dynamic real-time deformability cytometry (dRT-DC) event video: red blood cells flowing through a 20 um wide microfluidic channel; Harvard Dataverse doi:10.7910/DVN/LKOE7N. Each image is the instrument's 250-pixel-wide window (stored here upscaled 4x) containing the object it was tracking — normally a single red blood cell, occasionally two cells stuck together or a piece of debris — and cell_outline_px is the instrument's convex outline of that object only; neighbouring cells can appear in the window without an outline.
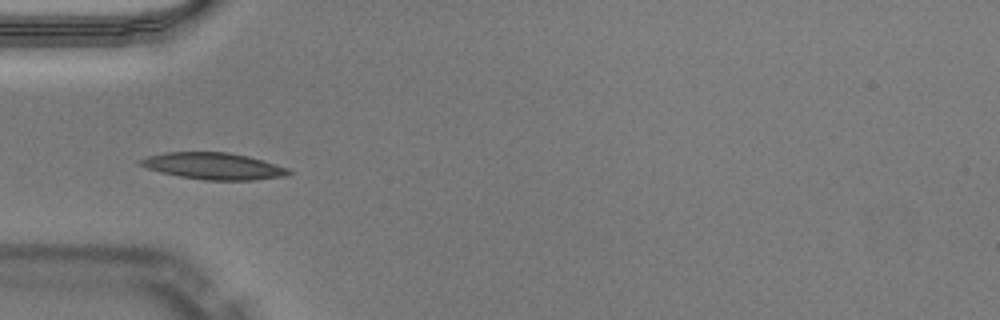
{"species": "Egyptian fruit bat (a non-hibernating species)", "species_latin": "Rousettus aegyptiacus", "temperature_condition": "warm", "stored_images_in_passage": 49, "camera_frame_rate_fps": 3000, "um_per_image_px": 0.085, "animal": {"sex": "male"}, "frame": {"image": 1, "passage_image": 15, "time_ms": 4.667, "image_size_px": [1000, 320], "cell_outline_px": [[292, 172], [284, 176], [252, 180], [204, 180], [180, 176], [160, 172], [136, 164], [136, 160], [148, 156], [164, 152], [228, 152], [248, 156], [264, 160], [288, 168]], "centroid_in_image_um": [18.11, 14.11], "position_along_channel_um": 66.9, "area_um2": 23.12}}
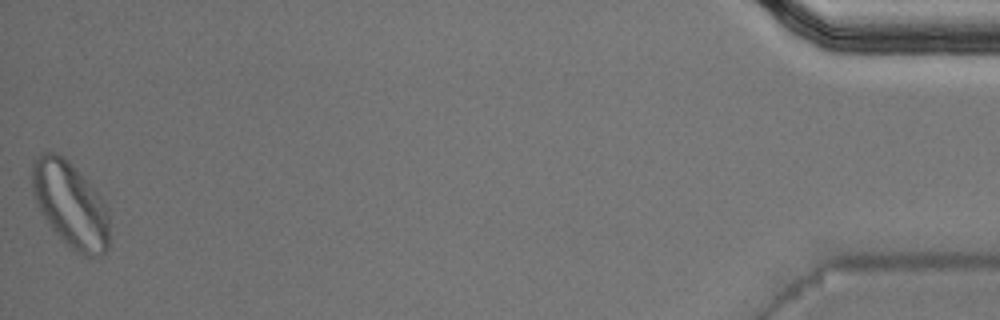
{"frame": {"image": 2, "passage_image": 49, "time_ms": 16.0, "image_size_px": [1000, 320], "cell_outline_px": [[108, 248], [100, 256], [84, 256], [72, 248], [52, 228], [36, 204], [32, 192], [32, 160], [44, 152], [56, 152], [64, 156], [76, 168], [100, 196], [108, 212]], "centroid_in_image_um": [5.96, 17.35], "position_along_channel_um": 429.2, "area_um2": 38.09}, "authors_computed_cell_mechanics": {"area_um2": 21.9062, "velocity_mm_per_s": 4.0102, "shape_relaxation_time_tau1_ms": 2.7322, "shape_relaxation_time_tau2_ms": 1.701, "deformation_change_tau1": 0.1214, "deformation_change_tau2": 0.0733}}